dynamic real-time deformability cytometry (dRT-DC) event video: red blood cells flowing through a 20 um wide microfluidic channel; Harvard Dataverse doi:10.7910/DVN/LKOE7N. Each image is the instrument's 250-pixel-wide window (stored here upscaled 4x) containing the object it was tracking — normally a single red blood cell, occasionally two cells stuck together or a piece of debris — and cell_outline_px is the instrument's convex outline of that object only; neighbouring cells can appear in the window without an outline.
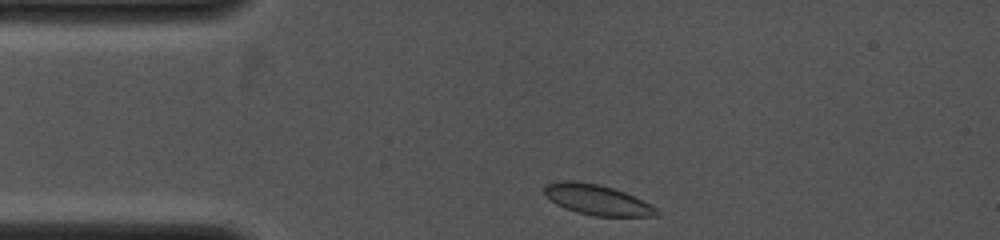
{"species": "common noctule bat (a hibernating species)", "species_latin": "Nyctalus noctula", "temperature_condition": "cold", "stored_images_in_passage": 21, "camera_frame_rate_fps": 4000, "um_per_image_px": 0.085, "animal": {"sex": "female", "body_mass_g": 19.0, "forearm_length_mm": 53.3}, "frame": {"image": 1, "passage_image": 1, "time_ms": 0.0, "image_size_px": [1000, 240], "cell_outline_px": [[660, 212], [656, 216], [592, 216], [576, 212], [564, 208], [556, 204], [544, 192], [544, 188], [548, 184], [556, 180], [572, 180], [600, 184], [624, 192], [652, 204]], "centroid_in_image_um": [50.76, 16.98], "position_along_channel_um": 34.2, "area_um2": 19.88}}
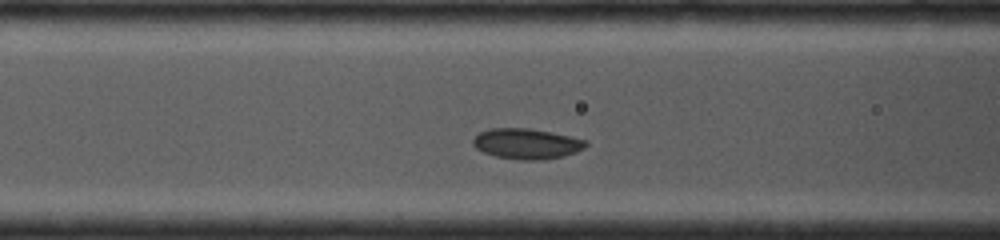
{"frame": {"image": 2, "passage_image": 10, "time_ms": 2.5, "image_size_px": [1000, 240], "cell_outline_px": [[588, 144], [584, 148], [576, 152], [564, 156], [540, 160], [520, 160], [496, 156], [484, 152], [476, 148], [472, 144], [472, 140], [480, 132], [488, 128], [528, 128], [588, 140]], "centroid_in_image_um": [44.76, 12.22], "position_along_channel_um": 121.8, "area_um2": 19.94}}
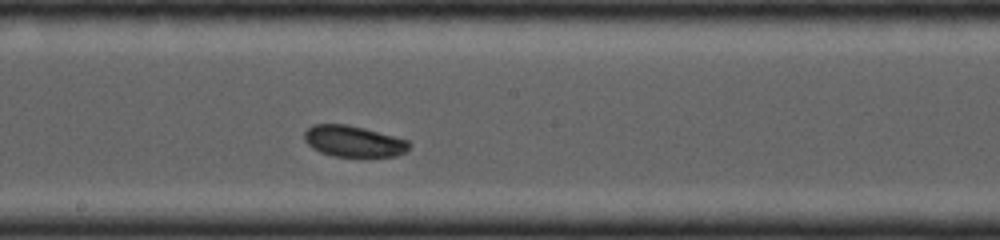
{"frame": {"image": 3, "passage_image": 21, "time_ms": 4.5, "image_size_px": [1000, 240], "cell_outline_px": [[412, 144], [408, 152], [396, 156], [332, 156], [320, 152], [312, 148], [304, 140], [304, 132], [312, 124], [344, 124], [364, 128], [408, 140]], "centroid_in_image_um": [30.06, 12.01], "position_along_channel_um": 218.1, "area_um2": 19.13}}